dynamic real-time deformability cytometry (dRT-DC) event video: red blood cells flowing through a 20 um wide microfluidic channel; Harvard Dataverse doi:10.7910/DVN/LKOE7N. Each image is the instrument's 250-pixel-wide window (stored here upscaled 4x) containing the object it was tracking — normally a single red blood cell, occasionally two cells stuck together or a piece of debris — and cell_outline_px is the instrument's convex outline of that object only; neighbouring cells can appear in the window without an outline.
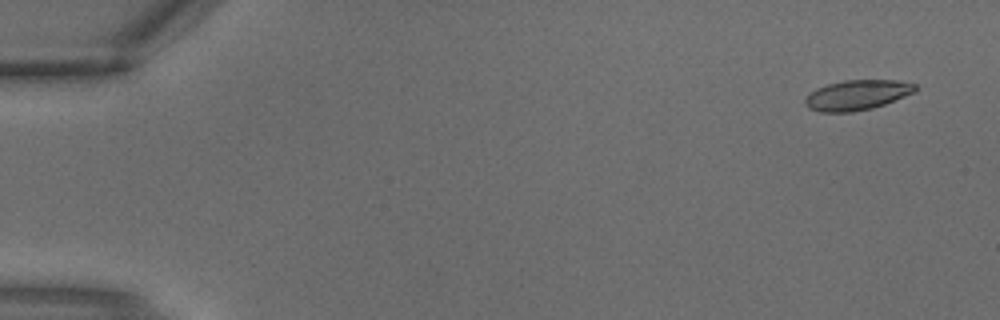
{"species": "common noctule bat (a hibernating species)", "species_latin": "Nyctalus noctula", "temperature_condition": "warm", "stored_images_in_passage": 3, "segment_of_instrument_passage": [1, 2], "camera_frame_rate_fps": 3000, "um_per_image_px": 0.085, "animal": {"sex": "male", "body_mass_g": 18.8}, "frame": {"image": 1, "passage_image": 1, "time_ms": 0.0, "image_size_px": [1000, 320], "cell_outline_px": [[916, 92], [884, 104], [872, 108], [852, 112], [820, 112], [808, 108], [804, 104], [804, 100], [816, 88], [828, 84], [844, 80], [896, 80], [916, 84]], "centroid_in_image_um": [72.85, 8.08], "position_along_channel_um": 12.2, "area_um2": 19.25}}